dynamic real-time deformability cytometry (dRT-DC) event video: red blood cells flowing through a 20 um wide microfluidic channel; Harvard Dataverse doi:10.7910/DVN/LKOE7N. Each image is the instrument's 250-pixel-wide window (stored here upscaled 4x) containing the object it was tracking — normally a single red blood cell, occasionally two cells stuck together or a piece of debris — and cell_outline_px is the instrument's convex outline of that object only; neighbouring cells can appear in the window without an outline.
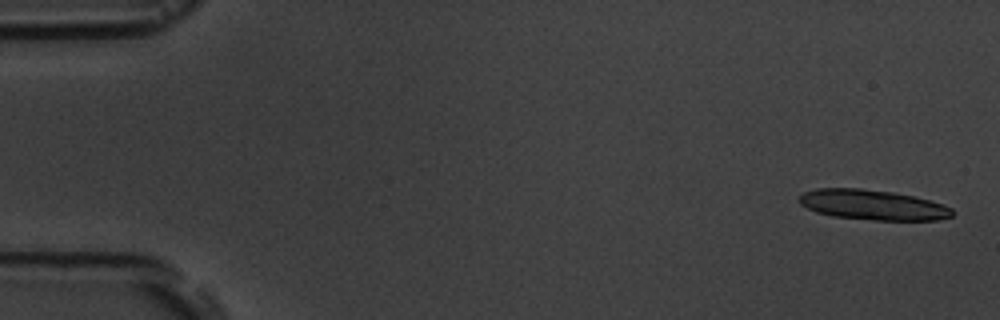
{"species": "common noctule bat (a hibernating species)", "species_latin": "Nyctalus noctula", "temperature_condition": "room temperature", "stored_images_in_passage": 8, "segment_of_instrument_passage": [1, 2], "camera_frame_rate_fps": 3000, "um_per_image_px": 0.085, "animal": {"sex": "male", "body_mass_g": 19.5, "forearm_length_mm": 54.6}, "frame": {"image": 1, "passage_image": 1, "time_ms": 0.0, "image_size_px": [1000, 320], "cell_outline_px": [[952, 216], [936, 220], [876, 220], [832, 216], [816, 212], [800, 204], [796, 200], [804, 192], [816, 188], [860, 188], [892, 192], [912, 196], [944, 204], [952, 208]], "centroid_in_image_um": [74.14, 17.41], "position_along_channel_um": 10.9, "area_um2": 26.82}}